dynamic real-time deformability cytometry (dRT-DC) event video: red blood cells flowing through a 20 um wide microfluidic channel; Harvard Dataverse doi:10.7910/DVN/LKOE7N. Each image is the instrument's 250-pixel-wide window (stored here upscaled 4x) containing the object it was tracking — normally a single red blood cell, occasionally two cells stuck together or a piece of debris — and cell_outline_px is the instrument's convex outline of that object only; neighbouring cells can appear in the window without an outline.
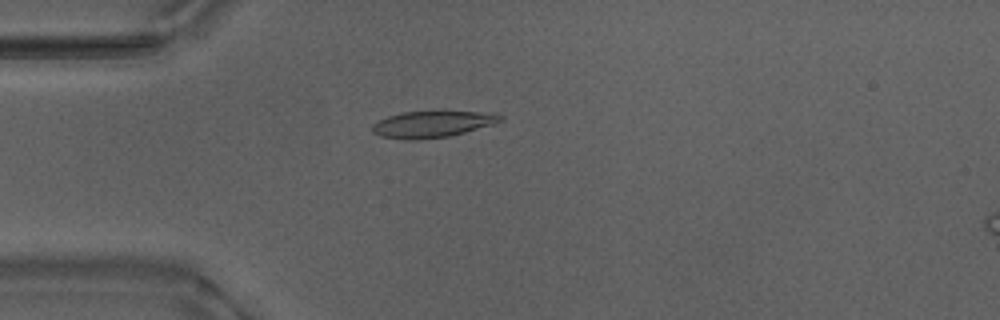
{"species": "Egyptian fruit bat (a non-hibernating species)", "species_latin": "Rousettus aegyptiacus", "temperature_condition": "warm", "stored_images_in_passage": 53, "camera_frame_rate_fps": 3000, "um_per_image_px": 0.085, "animal": {"sex": "male"}, "frame": {"image": 1, "passage_image": 14, "time_ms": 4.333, "image_size_px": [1000, 320], "cell_outline_px": [[504, 120], [492, 124], [464, 132], [448, 136], [416, 140], [408, 140], [380, 136], [372, 132], [372, 124], [388, 116], [404, 112], [496, 112], [504, 116]], "centroid_in_image_um": [36.76, 10.56], "position_along_channel_um": 48.2, "area_um2": 19.54}}
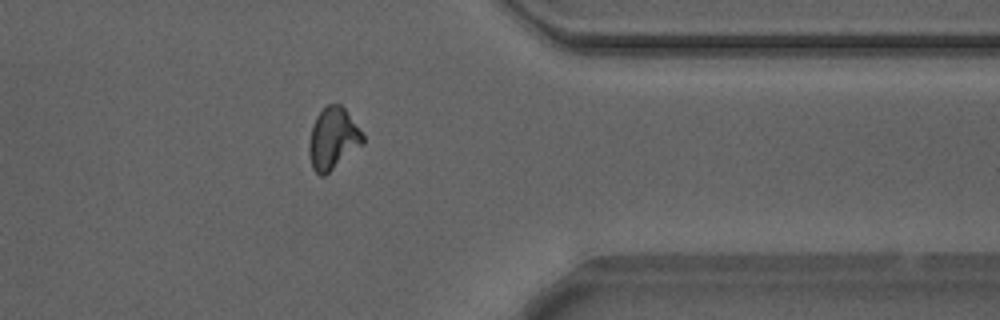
{"frame": {"image": 2, "passage_image": 42, "time_ms": 13.667, "image_size_px": [1000, 320], "cell_outline_px": [[364, 144], [324, 176], [320, 176], [312, 168], [308, 148], [312, 124], [316, 116], [328, 104], [340, 104], [344, 108], [364, 136]], "centroid_in_image_um": [28.29, 11.8], "position_along_channel_um": 383.1, "area_um2": 19.19}}
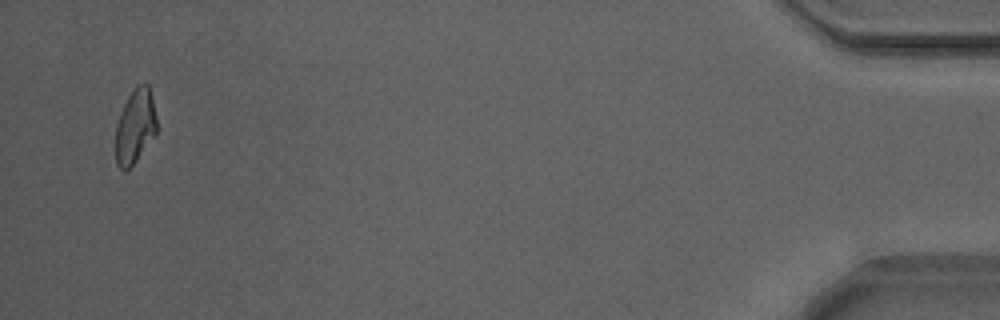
{"frame": {"image": 3, "passage_image": 51, "time_ms": 16.667, "image_size_px": [1000, 320], "cell_outline_px": [[156, 132], [136, 160], [124, 172], [116, 164], [116, 124], [120, 112], [128, 96], [136, 84], [148, 84], [156, 116]], "centroid_in_image_um": [11.46, 10.72], "position_along_channel_um": 423.7, "area_um2": 17.51}, "authors_computed_cell_mechanics": {"area_um2": 19.0162, "velocity_mm_per_s": 3.8741, "shape_relaxation_time_tau1_ms": null, "shape_relaxation_time_tau2_ms": 4.0779, "deformation_change_tau1": null, "deformation_change_tau2": 0.119}}